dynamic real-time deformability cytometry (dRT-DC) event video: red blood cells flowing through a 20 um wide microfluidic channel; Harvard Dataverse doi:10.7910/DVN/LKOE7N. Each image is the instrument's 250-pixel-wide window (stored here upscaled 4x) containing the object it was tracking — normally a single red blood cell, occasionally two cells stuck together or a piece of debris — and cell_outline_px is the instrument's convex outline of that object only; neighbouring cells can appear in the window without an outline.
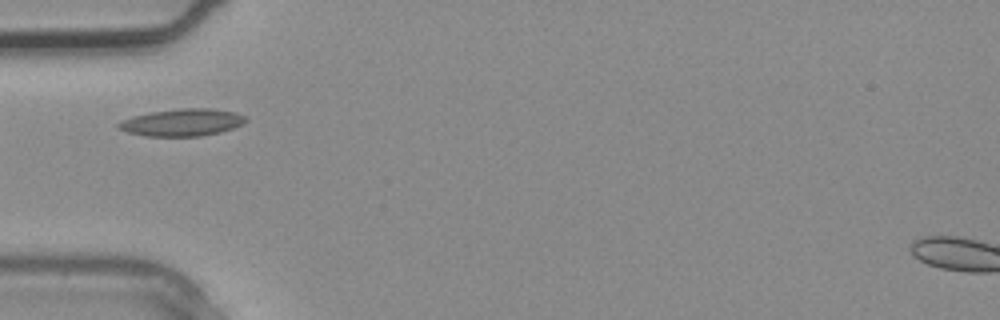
{"species": "common noctule bat (a hibernating species)", "species_latin": "Nyctalus noctula", "temperature_condition": "warm", "stored_images_in_passage": 1, "camera_frame_rate_fps": 3000, "um_per_image_px": 0.085, "animal": {"sex": "male", "body_mass_g": 20.4}, "frame": {"image": 1, "passage_image": 1, "time_ms": 0.0, "image_size_px": [1000, 320], "cell_outline_px": [[248, 120], [232, 128], [220, 132], [200, 136], [144, 136], [128, 132], [116, 128], [116, 124], [120, 120], [132, 116], [152, 112], [180, 108], [208, 108], [236, 112], [244, 116]], "centroid_in_image_um": [15.43, 10.4], "position_along_channel_um": 69.6, "area_um2": 20.17}}